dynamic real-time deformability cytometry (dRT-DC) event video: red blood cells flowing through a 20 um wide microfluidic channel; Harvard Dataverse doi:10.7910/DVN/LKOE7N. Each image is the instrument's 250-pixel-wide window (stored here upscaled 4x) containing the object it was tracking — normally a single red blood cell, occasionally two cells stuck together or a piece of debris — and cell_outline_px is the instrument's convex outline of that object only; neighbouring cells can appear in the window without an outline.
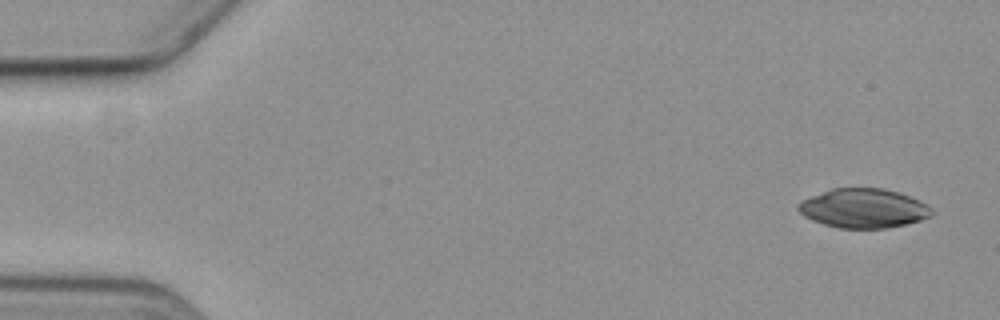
{"species": "common noctule bat (a hibernating species)", "species_latin": "Nyctalus noctula", "temperature_condition": "cold", "stored_images_in_passage": 5, "segment_of_instrument_passage": [1, 2], "camera_frame_rate_fps": 3000, "um_per_image_px": 0.085, "animal": {"sex": "female", "body_mass_g": 19.3, "forearm_length_mm": 54.1}, "frame": {"image": 1, "passage_image": 1, "time_ms": 0.0, "image_size_px": [1000, 320], "cell_outline_px": [[932, 216], [920, 220], [888, 228], [840, 228], [824, 224], [812, 220], [804, 216], [796, 208], [804, 200], [812, 196], [832, 188], [880, 188], [900, 192], [920, 200], [928, 204], [932, 208]], "centroid_in_image_um": [73.44, 17.7], "position_along_channel_um": 11.6, "area_um2": 30.4}}